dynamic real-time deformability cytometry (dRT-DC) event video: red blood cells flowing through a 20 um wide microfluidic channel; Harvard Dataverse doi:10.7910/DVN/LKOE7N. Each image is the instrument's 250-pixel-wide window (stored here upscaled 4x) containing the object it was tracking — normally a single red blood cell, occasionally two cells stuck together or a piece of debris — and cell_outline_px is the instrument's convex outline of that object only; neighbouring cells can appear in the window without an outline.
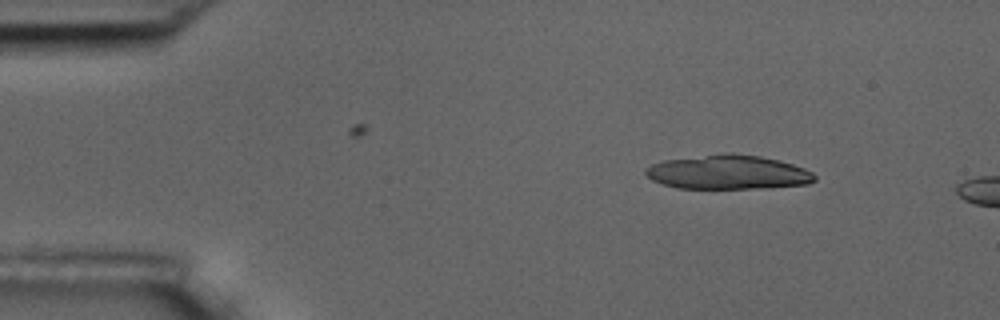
{"species": "common noctule bat (a hibernating species)", "species_latin": "Nyctalus noctula", "temperature_condition": "room temperature", "stored_images_in_passage": 3, "camera_frame_rate_fps": 3000, "um_per_image_px": 0.085, "animal": {"sex": "male", "body_mass_g": 17.5, "forearm_length_mm": 52.3}, "frame": {"image": 1, "passage_image": 1, "time_ms": 0.0, "image_size_px": [1000, 320], "cell_outline_px": [[816, 180], [808, 184], [768, 188], [676, 188], [652, 180], [644, 172], [644, 168], [660, 160], [720, 152], [732, 152], [760, 156], [780, 160], [804, 168], [812, 172], [816, 176]], "centroid_in_image_um": [61.86, 14.62], "position_along_channel_um": 23.1, "area_um2": 34.28}}